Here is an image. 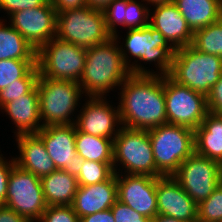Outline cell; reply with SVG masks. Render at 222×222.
Wrapping results in <instances>:
<instances>
[{
    "mask_svg": "<svg viewBox=\"0 0 222 222\" xmlns=\"http://www.w3.org/2000/svg\"><path fill=\"white\" fill-rule=\"evenodd\" d=\"M35 65L37 60H0V91L22 79Z\"/></svg>",
    "mask_w": 222,
    "mask_h": 222,
    "instance_id": "f1b7e54d",
    "label": "cell"
},
{
    "mask_svg": "<svg viewBox=\"0 0 222 222\" xmlns=\"http://www.w3.org/2000/svg\"><path fill=\"white\" fill-rule=\"evenodd\" d=\"M197 222H222V182L206 200L198 204Z\"/></svg>",
    "mask_w": 222,
    "mask_h": 222,
    "instance_id": "4dcf8cb0",
    "label": "cell"
},
{
    "mask_svg": "<svg viewBox=\"0 0 222 222\" xmlns=\"http://www.w3.org/2000/svg\"><path fill=\"white\" fill-rule=\"evenodd\" d=\"M0 18V60H37V51L8 22Z\"/></svg>",
    "mask_w": 222,
    "mask_h": 222,
    "instance_id": "d4e9b609",
    "label": "cell"
},
{
    "mask_svg": "<svg viewBox=\"0 0 222 222\" xmlns=\"http://www.w3.org/2000/svg\"><path fill=\"white\" fill-rule=\"evenodd\" d=\"M86 50L57 37L37 51L39 77L79 82L86 63Z\"/></svg>",
    "mask_w": 222,
    "mask_h": 222,
    "instance_id": "9c48e42d",
    "label": "cell"
},
{
    "mask_svg": "<svg viewBox=\"0 0 222 222\" xmlns=\"http://www.w3.org/2000/svg\"><path fill=\"white\" fill-rule=\"evenodd\" d=\"M75 147L84 160L113 163V139L86 134L76 128Z\"/></svg>",
    "mask_w": 222,
    "mask_h": 222,
    "instance_id": "484cf974",
    "label": "cell"
},
{
    "mask_svg": "<svg viewBox=\"0 0 222 222\" xmlns=\"http://www.w3.org/2000/svg\"><path fill=\"white\" fill-rule=\"evenodd\" d=\"M123 43L124 46L120 45L121 54L131 74L165 76L170 73L175 49L149 24L144 28L127 29ZM132 57L135 61L131 64L133 59L129 58ZM138 61L144 64L154 62L157 71L147 70L148 67L145 68Z\"/></svg>",
    "mask_w": 222,
    "mask_h": 222,
    "instance_id": "3957f363",
    "label": "cell"
},
{
    "mask_svg": "<svg viewBox=\"0 0 222 222\" xmlns=\"http://www.w3.org/2000/svg\"><path fill=\"white\" fill-rule=\"evenodd\" d=\"M151 222H183V221L177 220L173 217H169V216H166V215L158 214L155 218H153L151 220Z\"/></svg>",
    "mask_w": 222,
    "mask_h": 222,
    "instance_id": "7bdbcfd3",
    "label": "cell"
},
{
    "mask_svg": "<svg viewBox=\"0 0 222 222\" xmlns=\"http://www.w3.org/2000/svg\"><path fill=\"white\" fill-rule=\"evenodd\" d=\"M113 173V163L84 160L76 178L79 186H88L106 181Z\"/></svg>",
    "mask_w": 222,
    "mask_h": 222,
    "instance_id": "f546056e",
    "label": "cell"
},
{
    "mask_svg": "<svg viewBox=\"0 0 222 222\" xmlns=\"http://www.w3.org/2000/svg\"><path fill=\"white\" fill-rule=\"evenodd\" d=\"M158 214L183 222H197L198 205L172 176L157 177Z\"/></svg>",
    "mask_w": 222,
    "mask_h": 222,
    "instance_id": "e0dca14e",
    "label": "cell"
},
{
    "mask_svg": "<svg viewBox=\"0 0 222 222\" xmlns=\"http://www.w3.org/2000/svg\"><path fill=\"white\" fill-rule=\"evenodd\" d=\"M194 132L195 152L222 164V115L208 112Z\"/></svg>",
    "mask_w": 222,
    "mask_h": 222,
    "instance_id": "7402d4cb",
    "label": "cell"
},
{
    "mask_svg": "<svg viewBox=\"0 0 222 222\" xmlns=\"http://www.w3.org/2000/svg\"><path fill=\"white\" fill-rule=\"evenodd\" d=\"M152 144L156 177L172 176L190 155L195 152L193 129L164 124L148 130Z\"/></svg>",
    "mask_w": 222,
    "mask_h": 222,
    "instance_id": "5b68a950",
    "label": "cell"
},
{
    "mask_svg": "<svg viewBox=\"0 0 222 222\" xmlns=\"http://www.w3.org/2000/svg\"><path fill=\"white\" fill-rule=\"evenodd\" d=\"M194 32L217 22L222 17L221 0H173Z\"/></svg>",
    "mask_w": 222,
    "mask_h": 222,
    "instance_id": "cb8c5ba5",
    "label": "cell"
},
{
    "mask_svg": "<svg viewBox=\"0 0 222 222\" xmlns=\"http://www.w3.org/2000/svg\"><path fill=\"white\" fill-rule=\"evenodd\" d=\"M120 165L123 166V174L156 177V164L148 130L125 127L119 130L113 139L114 173H121Z\"/></svg>",
    "mask_w": 222,
    "mask_h": 222,
    "instance_id": "52a82bcc",
    "label": "cell"
},
{
    "mask_svg": "<svg viewBox=\"0 0 222 222\" xmlns=\"http://www.w3.org/2000/svg\"><path fill=\"white\" fill-rule=\"evenodd\" d=\"M126 7L127 0H114L103 10L106 28L112 36L117 35L118 25L125 27Z\"/></svg>",
    "mask_w": 222,
    "mask_h": 222,
    "instance_id": "d6a6232c",
    "label": "cell"
},
{
    "mask_svg": "<svg viewBox=\"0 0 222 222\" xmlns=\"http://www.w3.org/2000/svg\"><path fill=\"white\" fill-rule=\"evenodd\" d=\"M1 110L6 112L17 128L15 136L19 134L37 133L43 128L40 119V105L38 88L35 86L28 94L6 103Z\"/></svg>",
    "mask_w": 222,
    "mask_h": 222,
    "instance_id": "44dd1931",
    "label": "cell"
},
{
    "mask_svg": "<svg viewBox=\"0 0 222 222\" xmlns=\"http://www.w3.org/2000/svg\"><path fill=\"white\" fill-rule=\"evenodd\" d=\"M56 37L90 48L107 41L112 35L106 28L103 10L86 6L57 13Z\"/></svg>",
    "mask_w": 222,
    "mask_h": 222,
    "instance_id": "ba28073f",
    "label": "cell"
},
{
    "mask_svg": "<svg viewBox=\"0 0 222 222\" xmlns=\"http://www.w3.org/2000/svg\"><path fill=\"white\" fill-rule=\"evenodd\" d=\"M44 142L47 153L56 169H62L77 177L83 166L82 159L76 151V126L48 125L36 133Z\"/></svg>",
    "mask_w": 222,
    "mask_h": 222,
    "instance_id": "4fadbf2b",
    "label": "cell"
},
{
    "mask_svg": "<svg viewBox=\"0 0 222 222\" xmlns=\"http://www.w3.org/2000/svg\"><path fill=\"white\" fill-rule=\"evenodd\" d=\"M15 137L19 150V157H14L17 166L40 179L56 170L44 142L36 133L19 134Z\"/></svg>",
    "mask_w": 222,
    "mask_h": 222,
    "instance_id": "ffe728a7",
    "label": "cell"
},
{
    "mask_svg": "<svg viewBox=\"0 0 222 222\" xmlns=\"http://www.w3.org/2000/svg\"><path fill=\"white\" fill-rule=\"evenodd\" d=\"M208 112L222 115V75L207 95Z\"/></svg>",
    "mask_w": 222,
    "mask_h": 222,
    "instance_id": "74e56055",
    "label": "cell"
},
{
    "mask_svg": "<svg viewBox=\"0 0 222 222\" xmlns=\"http://www.w3.org/2000/svg\"><path fill=\"white\" fill-rule=\"evenodd\" d=\"M153 7L149 25L158 30L175 50L192 44L194 32L173 1Z\"/></svg>",
    "mask_w": 222,
    "mask_h": 222,
    "instance_id": "ac0fdd59",
    "label": "cell"
},
{
    "mask_svg": "<svg viewBox=\"0 0 222 222\" xmlns=\"http://www.w3.org/2000/svg\"><path fill=\"white\" fill-rule=\"evenodd\" d=\"M118 200L116 173L106 181L78 186L72 208L79 218L110 209Z\"/></svg>",
    "mask_w": 222,
    "mask_h": 222,
    "instance_id": "d6986e66",
    "label": "cell"
},
{
    "mask_svg": "<svg viewBox=\"0 0 222 222\" xmlns=\"http://www.w3.org/2000/svg\"><path fill=\"white\" fill-rule=\"evenodd\" d=\"M41 183L47 206L72 205L79 186L77 178L62 169L42 177Z\"/></svg>",
    "mask_w": 222,
    "mask_h": 222,
    "instance_id": "603a6c76",
    "label": "cell"
},
{
    "mask_svg": "<svg viewBox=\"0 0 222 222\" xmlns=\"http://www.w3.org/2000/svg\"><path fill=\"white\" fill-rule=\"evenodd\" d=\"M36 86L43 127L75 124L76 119L72 116L84 95L79 82L38 77Z\"/></svg>",
    "mask_w": 222,
    "mask_h": 222,
    "instance_id": "8992f818",
    "label": "cell"
},
{
    "mask_svg": "<svg viewBox=\"0 0 222 222\" xmlns=\"http://www.w3.org/2000/svg\"><path fill=\"white\" fill-rule=\"evenodd\" d=\"M191 45L200 52L222 57V17L215 23L195 30Z\"/></svg>",
    "mask_w": 222,
    "mask_h": 222,
    "instance_id": "4316f807",
    "label": "cell"
},
{
    "mask_svg": "<svg viewBox=\"0 0 222 222\" xmlns=\"http://www.w3.org/2000/svg\"><path fill=\"white\" fill-rule=\"evenodd\" d=\"M79 222H115L111 209L79 218Z\"/></svg>",
    "mask_w": 222,
    "mask_h": 222,
    "instance_id": "60d3db41",
    "label": "cell"
},
{
    "mask_svg": "<svg viewBox=\"0 0 222 222\" xmlns=\"http://www.w3.org/2000/svg\"><path fill=\"white\" fill-rule=\"evenodd\" d=\"M116 174L118 200L144 217L153 219L158 215L157 177L148 175Z\"/></svg>",
    "mask_w": 222,
    "mask_h": 222,
    "instance_id": "2e32d148",
    "label": "cell"
},
{
    "mask_svg": "<svg viewBox=\"0 0 222 222\" xmlns=\"http://www.w3.org/2000/svg\"><path fill=\"white\" fill-rule=\"evenodd\" d=\"M222 75V57L198 51L192 45L175 50L168 76L207 97Z\"/></svg>",
    "mask_w": 222,
    "mask_h": 222,
    "instance_id": "277c9868",
    "label": "cell"
},
{
    "mask_svg": "<svg viewBox=\"0 0 222 222\" xmlns=\"http://www.w3.org/2000/svg\"><path fill=\"white\" fill-rule=\"evenodd\" d=\"M0 154V205H3L7 195L8 178L12 167L15 165L14 158L10 160ZM9 160V161H8Z\"/></svg>",
    "mask_w": 222,
    "mask_h": 222,
    "instance_id": "8d00e7d4",
    "label": "cell"
},
{
    "mask_svg": "<svg viewBox=\"0 0 222 222\" xmlns=\"http://www.w3.org/2000/svg\"><path fill=\"white\" fill-rule=\"evenodd\" d=\"M119 35L87 48L84 72L79 85L86 97H106L110 90L120 88L131 75L119 46ZM106 95V96H105Z\"/></svg>",
    "mask_w": 222,
    "mask_h": 222,
    "instance_id": "7a4b0ae2",
    "label": "cell"
},
{
    "mask_svg": "<svg viewBox=\"0 0 222 222\" xmlns=\"http://www.w3.org/2000/svg\"><path fill=\"white\" fill-rule=\"evenodd\" d=\"M167 123L195 130L208 113L207 97L164 76Z\"/></svg>",
    "mask_w": 222,
    "mask_h": 222,
    "instance_id": "7c38bea8",
    "label": "cell"
},
{
    "mask_svg": "<svg viewBox=\"0 0 222 222\" xmlns=\"http://www.w3.org/2000/svg\"><path fill=\"white\" fill-rule=\"evenodd\" d=\"M56 12H61L67 9H75L86 7L85 0H49Z\"/></svg>",
    "mask_w": 222,
    "mask_h": 222,
    "instance_id": "f35d334b",
    "label": "cell"
},
{
    "mask_svg": "<svg viewBox=\"0 0 222 222\" xmlns=\"http://www.w3.org/2000/svg\"><path fill=\"white\" fill-rule=\"evenodd\" d=\"M120 87L122 127L150 130L167 124L164 76L131 74Z\"/></svg>",
    "mask_w": 222,
    "mask_h": 222,
    "instance_id": "6da1fadb",
    "label": "cell"
},
{
    "mask_svg": "<svg viewBox=\"0 0 222 222\" xmlns=\"http://www.w3.org/2000/svg\"><path fill=\"white\" fill-rule=\"evenodd\" d=\"M88 7L104 10L114 0H85Z\"/></svg>",
    "mask_w": 222,
    "mask_h": 222,
    "instance_id": "b9f144b4",
    "label": "cell"
},
{
    "mask_svg": "<svg viewBox=\"0 0 222 222\" xmlns=\"http://www.w3.org/2000/svg\"><path fill=\"white\" fill-rule=\"evenodd\" d=\"M88 99V100H87ZM106 97H86L77 115L75 126L86 134L114 139L122 128L119 107Z\"/></svg>",
    "mask_w": 222,
    "mask_h": 222,
    "instance_id": "9a60e30c",
    "label": "cell"
},
{
    "mask_svg": "<svg viewBox=\"0 0 222 222\" xmlns=\"http://www.w3.org/2000/svg\"><path fill=\"white\" fill-rule=\"evenodd\" d=\"M173 0H141V2H145V4L149 5L151 7L154 6V5H158V4H164V3H168V2H171ZM147 2V3H146Z\"/></svg>",
    "mask_w": 222,
    "mask_h": 222,
    "instance_id": "ee69618b",
    "label": "cell"
},
{
    "mask_svg": "<svg viewBox=\"0 0 222 222\" xmlns=\"http://www.w3.org/2000/svg\"><path fill=\"white\" fill-rule=\"evenodd\" d=\"M9 23L38 51L56 37L57 12L49 0L42 6L9 15Z\"/></svg>",
    "mask_w": 222,
    "mask_h": 222,
    "instance_id": "5bb4252c",
    "label": "cell"
},
{
    "mask_svg": "<svg viewBox=\"0 0 222 222\" xmlns=\"http://www.w3.org/2000/svg\"><path fill=\"white\" fill-rule=\"evenodd\" d=\"M0 222H30L26 217L19 215L14 210L0 205Z\"/></svg>",
    "mask_w": 222,
    "mask_h": 222,
    "instance_id": "ab89813d",
    "label": "cell"
},
{
    "mask_svg": "<svg viewBox=\"0 0 222 222\" xmlns=\"http://www.w3.org/2000/svg\"><path fill=\"white\" fill-rule=\"evenodd\" d=\"M115 222H151L152 219L144 217L131 207L117 200L110 208Z\"/></svg>",
    "mask_w": 222,
    "mask_h": 222,
    "instance_id": "e575fe53",
    "label": "cell"
},
{
    "mask_svg": "<svg viewBox=\"0 0 222 222\" xmlns=\"http://www.w3.org/2000/svg\"><path fill=\"white\" fill-rule=\"evenodd\" d=\"M3 205L26 217L30 222H38L47 208L41 179L15 164L8 178L7 195Z\"/></svg>",
    "mask_w": 222,
    "mask_h": 222,
    "instance_id": "30bf717a",
    "label": "cell"
},
{
    "mask_svg": "<svg viewBox=\"0 0 222 222\" xmlns=\"http://www.w3.org/2000/svg\"><path fill=\"white\" fill-rule=\"evenodd\" d=\"M39 77L38 66L35 65L22 79H17V82L9 84L6 88L0 91V109L18 97L28 94L37 84Z\"/></svg>",
    "mask_w": 222,
    "mask_h": 222,
    "instance_id": "83f0119b",
    "label": "cell"
},
{
    "mask_svg": "<svg viewBox=\"0 0 222 222\" xmlns=\"http://www.w3.org/2000/svg\"><path fill=\"white\" fill-rule=\"evenodd\" d=\"M172 177L198 205L222 182V164L194 152L180 164Z\"/></svg>",
    "mask_w": 222,
    "mask_h": 222,
    "instance_id": "8fae6325",
    "label": "cell"
},
{
    "mask_svg": "<svg viewBox=\"0 0 222 222\" xmlns=\"http://www.w3.org/2000/svg\"><path fill=\"white\" fill-rule=\"evenodd\" d=\"M47 0H0V9L9 15L25 9H33L42 6Z\"/></svg>",
    "mask_w": 222,
    "mask_h": 222,
    "instance_id": "d590c367",
    "label": "cell"
},
{
    "mask_svg": "<svg viewBox=\"0 0 222 222\" xmlns=\"http://www.w3.org/2000/svg\"><path fill=\"white\" fill-rule=\"evenodd\" d=\"M38 222H79L71 205L47 206Z\"/></svg>",
    "mask_w": 222,
    "mask_h": 222,
    "instance_id": "836d02e7",
    "label": "cell"
},
{
    "mask_svg": "<svg viewBox=\"0 0 222 222\" xmlns=\"http://www.w3.org/2000/svg\"><path fill=\"white\" fill-rule=\"evenodd\" d=\"M137 0H127L125 11V28H144L149 24L150 9L147 4Z\"/></svg>",
    "mask_w": 222,
    "mask_h": 222,
    "instance_id": "1f68e13d",
    "label": "cell"
}]
</instances>
